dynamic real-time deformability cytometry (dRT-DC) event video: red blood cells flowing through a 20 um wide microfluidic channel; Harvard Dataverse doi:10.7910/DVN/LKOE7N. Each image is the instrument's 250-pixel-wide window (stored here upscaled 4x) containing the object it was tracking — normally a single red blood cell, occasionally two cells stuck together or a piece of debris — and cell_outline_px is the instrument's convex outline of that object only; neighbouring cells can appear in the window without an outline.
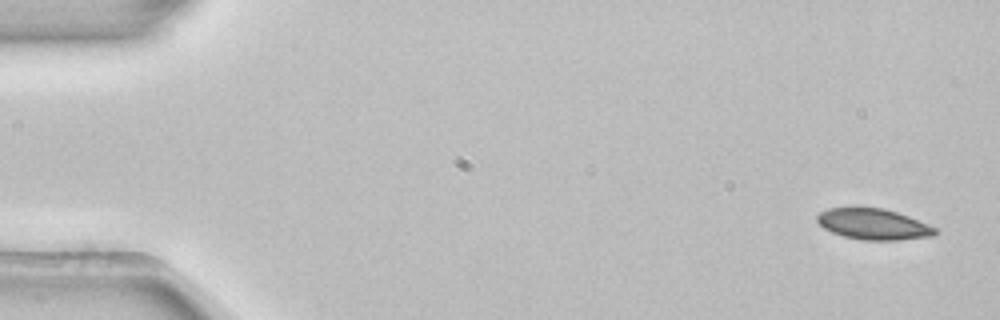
{"species": "common noctule bat (a hibernating species)", "species_latin": "Nyctalus noctula", "temperature_condition": "room temperature", "stored_images_in_passage": 4, "camera_frame_rate_fps": 3000, "um_per_image_px": 0.085, "animal": {"sex": "female", "body_mass_g": 22.7, "forearm_length_mm": 54.2}, "frame": {"image": 1, "passage_image": 1, "time_ms": 0.0, "image_size_px": [1000, 320], "cell_outline_px": [[940, 232], [936, 236], [900, 240], [860, 240], [844, 236], [832, 232], [824, 228], [816, 220], [816, 216], [820, 212], [828, 208], [884, 208], [908, 216], [936, 228]], "centroid_in_image_um": [74.27, 19.07], "position_along_channel_um": 10.7, "area_um2": 21.27}}